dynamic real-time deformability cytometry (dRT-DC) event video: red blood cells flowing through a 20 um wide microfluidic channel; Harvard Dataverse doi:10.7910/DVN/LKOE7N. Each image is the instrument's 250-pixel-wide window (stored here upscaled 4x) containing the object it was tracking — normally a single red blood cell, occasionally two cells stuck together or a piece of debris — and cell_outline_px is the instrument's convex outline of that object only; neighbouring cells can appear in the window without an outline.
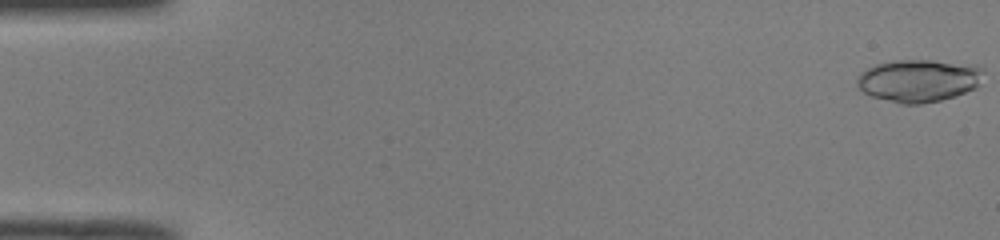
{"species": "common noctule bat (a hibernating species)", "species_latin": "Nyctalus noctula", "temperature_condition": "room temperature", "stored_images_in_passage": 51, "camera_frame_rate_fps": 3000, "um_per_image_px": 0.085, "animal": {"sex": "male", "body_mass_g": 19.0, "forearm_length_mm": 50.8}, "frame": {"image": 1, "passage_image": 1, "time_ms": 0.0, "image_size_px": [1000, 240], "cell_outline_px": [[984, 72], [976, 88], [956, 96], [940, 100], [920, 104], [900, 104], [872, 96], [864, 92], [856, 84], [856, 76], [860, 72], [876, 64], [892, 60], [932, 60], [976, 64], [984, 68]], "centroid_in_image_um": [78.1, 6.83], "position_along_channel_um": 6.9, "area_um2": 31.73}}